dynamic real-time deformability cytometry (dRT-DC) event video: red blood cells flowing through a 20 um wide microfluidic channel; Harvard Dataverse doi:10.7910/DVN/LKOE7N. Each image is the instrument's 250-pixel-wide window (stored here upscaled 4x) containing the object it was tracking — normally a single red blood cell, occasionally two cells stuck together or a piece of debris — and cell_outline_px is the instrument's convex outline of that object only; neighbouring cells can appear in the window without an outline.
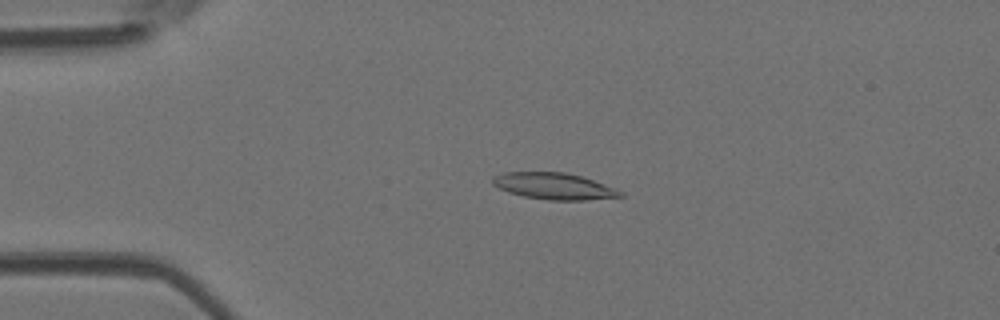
{"species": "Egyptian fruit bat (a non-hibernating species)", "species_latin": "Rousettus aegyptiacus", "temperature_condition": "room temperature", "stored_images_in_passage": 50, "camera_frame_rate_fps": 3000, "um_per_image_px": 0.085, "animal": {"sex": "female"}, "frame": {"image": 1, "passage_image": 11, "time_ms": 3.333, "image_size_px": [1000, 320], "cell_outline_px": [[624, 196], [584, 200], [548, 200], [524, 196], [508, 192], [492, 184], [492, 176], [504, 172], [564, 172], [580, 176], [616, 188], [624, 192]], "centroid_in_image_um": [47.08, 15.82], "position_along_channel_um": 37.9, "area_um2": 19.65}}
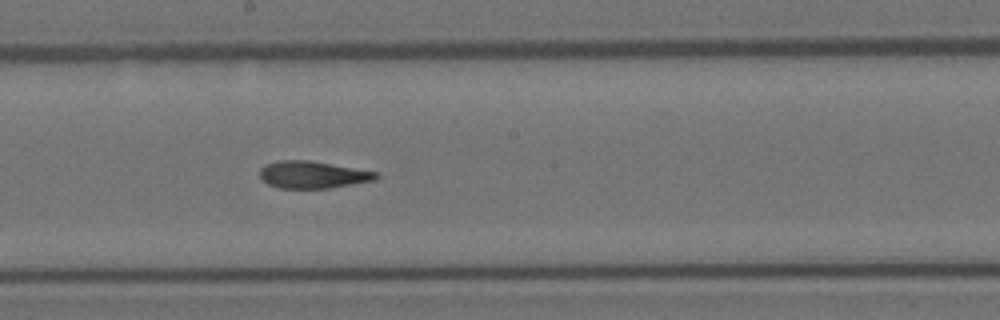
{"frame": {"image": 2, "passage_image": 27, "time_ms": 8.667, "image_size_px": [1000, 320], "cell_outline_px": [[380, 176], [376, 180], [328, 188], [280, 188], [268, 184], [260, 176], [260, 168], [264, 164], [280, 160], [308, 160], [380, 172]], "centroid_in_image_um": [26.61, 14.84], "position_along_channel_um": 221.6, "area_um2": 18.44}}
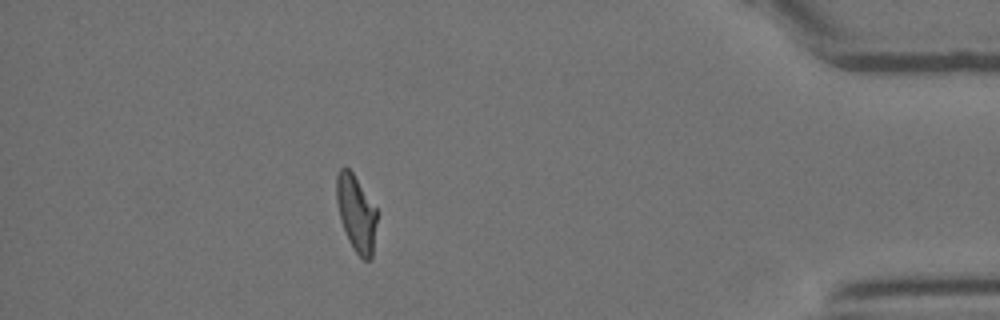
{"frame": {"image": 3, "passage_image": 44, "time_ms": 14.333, "image_size_px": [1000, 320], "cell_outline_px": [[376, 224], [372, 256], [368, 260], [364, 260], [352, 248], [348, 240], [340, 220], [336, 200], [336, 176], [340, 168], [348, 168], [352, 172], [376, 208]], "centroid_in_image_um": [30.25, 18.13], "position_along_channel_um": 404.9, "area_um2": 17.8}, "authors_computed_cell_mechanics": {"area_um2": 19.363, "velocity_mm_per_s": 4.0655, "shape_relaxation_time_tau1_ms": 8.9482, "shape_relaxation_time_tau2_ms": 2.8621, "deformation_change_tau1": 0.2555, "deformation_change_tau2": 0.1136}}